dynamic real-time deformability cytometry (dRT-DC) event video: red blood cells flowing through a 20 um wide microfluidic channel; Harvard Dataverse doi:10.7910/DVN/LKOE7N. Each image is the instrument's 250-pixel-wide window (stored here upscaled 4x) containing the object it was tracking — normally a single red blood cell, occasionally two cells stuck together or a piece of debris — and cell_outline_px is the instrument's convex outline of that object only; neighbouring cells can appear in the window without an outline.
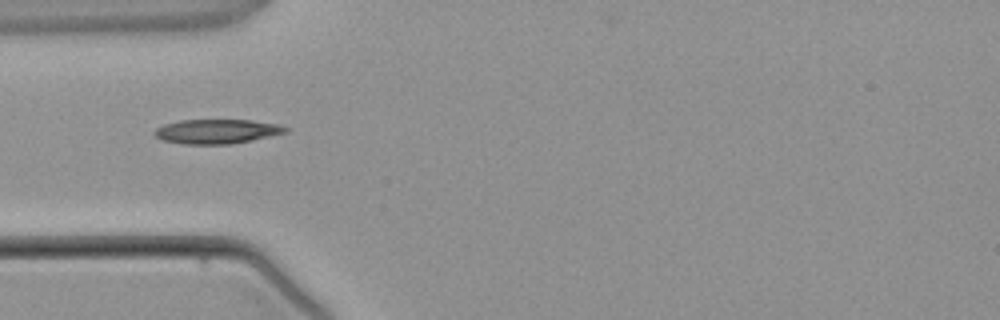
{"species": "common noctule bat (a hibernating species)", "species_latin": "Nyctalus noctula", "temperature_condition": "warm", "stored_images_in_passage": 2, "camera_frame_rate_fps": 3000, "um_per_image_px": 0.085, "animal": {"sex": "male", "body_mass_g": 21.5, "forearm_length_mm": 52.0}, "frame": {"image": 1, "passage_image": 1, "time_ms": 0.0, "image_size_px": [1000, 320], "cell_outline_px": [[288, 132], [252, 140], [228, 144], [184, 144], [164, 140], [156, 136], [152, 132], [156, 128], [164, 124], [180, 120], [252, 120], [280, 124], [288, 128]], "centroid_in_image_um": [18.45, 11.16], "position_along_channel_um": 66.6, "area_um2": 18.61}}
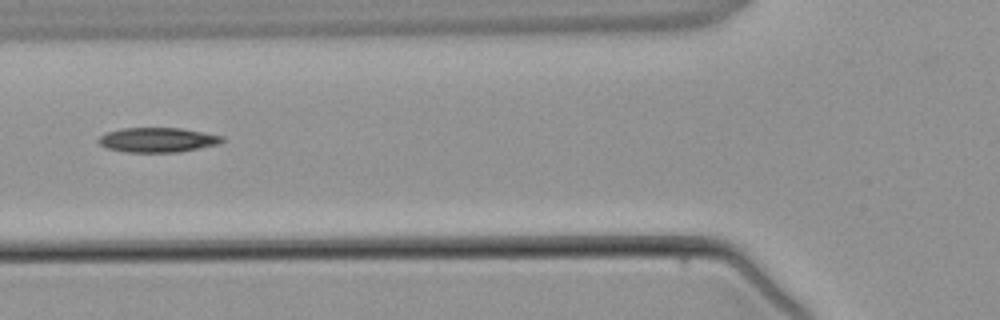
{"frame": {"image": 2, "passage_image": 2, "time_ms": 1.0, "image_size_px": [1000, 320], "cell_outline_px": [[228, 140], [220, 144], [180, 152], [128, 152], [108, 148], [100, 144], [96, 140], [100, 136], [108, 132], [120, 128], [180, 128], [224, 136]], "centroid_in_image_um": [13.45, 11.89], "position_along_channel_um": 112.3, "area_um2": 17.86}}